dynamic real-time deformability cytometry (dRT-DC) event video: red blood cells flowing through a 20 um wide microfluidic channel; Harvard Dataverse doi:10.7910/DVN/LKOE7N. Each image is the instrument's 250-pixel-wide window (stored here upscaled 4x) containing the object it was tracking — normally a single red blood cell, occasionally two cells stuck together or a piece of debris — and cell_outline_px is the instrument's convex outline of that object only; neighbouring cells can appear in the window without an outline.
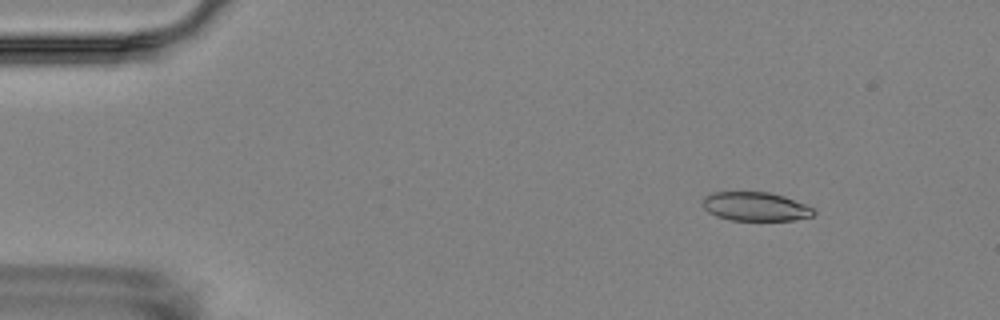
{"species": "Egyptian fruit bat (a non-hibernating species)", "species_latin": "Rousettus aegyptiacus", "temperature_condition": "room temperature", "stored_images_in_passage": 5, "camera_frame_rate_fps": 3000, "um_per_image_px": 0.085, "animal": {"sex": "female"}, "frame": {"image": 1, "passage_image": 2, "time_ms": 1.0, "image_size_px": [1000, 320], "cell_outline_px": [[816, 212], [812, 216], [796, 220], [732, 220], [716, 216], [708, 212], [704, 208], [704, 196], [712, 192], [768, 192], [784, 196], [804, 204], [812, 208]], "centroid_in_image_um": [64.21, 17.55], "position_along_channel_um": 20.8, "area_um2": 18.55}}